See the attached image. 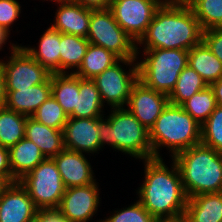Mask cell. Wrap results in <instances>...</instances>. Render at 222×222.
Masks as SVG:
<instances>
[{"label": "cell", "instance_id": "8d00e7d4", "mask_svg": "<svg viewBox=\"0 0 222 222\" xmlns=\"http://www.w3.org/2000/svg\"><path fill=\"white\" fill-rule=\"evenodd\" d=\"M36 218L40 222H70L57 208L38 209Z\"/></svg>", "mask_w": 222, "mask_h": 222}, {"label": "cell", "instance_id": "f6af8a7d", "mask_svg": "<svg viewBox=\"0 0 222 222\" xmlns=\"http://www.w3.org/2000/svg\"><path fill=\"white\" fill-rule=\"evenodd\" d=\"M9 184L10 183L4 177L0 176V196Z\"/></svg>", "mask_w": 222, "mask_h": 222}, {"label": "cell", "instance_id": "7c38bea8", "mask_svg": "<svg viewBox=\"0 0 222 222\" xmlns=\"http://www.w3.org/2000/svg\"><path fill=\"white\" fill-rule=\"evenodd\" d=\"M97 182L65 189L57 208L70 222H88L101 203Z\"/></svg>", "mask_w": 222, "mask_h": 222}, {"label": "cell", "instance_id": "8fae6325", "mask_svg": "<svg viewBox=\"0 0 222 222\" xmlns=\"http://www.w3.org/2000/svg\"><path fill=\"white\" fill-rule=\"evenodd\" d=\"M163 2L166 0H111L109 9L116 22L137 43Z\"/></svg>", "mask_w": 222, "mask_h": 222}, {"label": "cell", "instance_id": "52a82bcc", "mask_svg": "<svg viewBox=\"0 0 222 222\" xmlns=\"http://www.w3.org/2000/svg\"><path fill=\"white\" fill-rule=\"evenodd\" d=\"M86 38L89 43L113 52L120 59H135L140 54L139 45L116 22L109 8L91 9Z\"/></svg>", "mask_w": 222, "mask_h": 222}, {"label": "cell", "instance_id": "d4e9b609", "mask_svg": "<svg viewBox=\"0 0 222 222\" xmlns=\"http://www.w3.org/2000/svg\"><path fill=\"white\" fill-rule=\"evenodd\" d=\"M120 58L113 52L89 43L86 55L79 68L73 73L82 79H94Z\"/></svg>", "mask_w": 222, "mask_h": 222}, {"label": "cell", "instance_id": "ba28073f", "mask_svg": "<svg viewBox=\"0 0 222 222\" xmlns=\"http://www.w3.org/2000/svg\"><path fill=\"white\" fill-rule=\"evenodd\" d=\"M19 183L27 190L38 209L58 208L66 189L52 158L44 159Z\"/></svg>", "mask_w": 222, "mask_h": 222}, {"label": "cell", "instance_id": "9a60e30c", "mask_svg": "<svg viewBox=\"0 0 222 222\" xmlns=\"http://www.w3.org/2000/svg\"><path fill=\"white\" fill-rule=\"evenodd\" d=\"M38 208L19 181L10 183L0 196V222H29Z\"/></svg>", "mask_w": 222, "mask_h": 222}, {"label": "cell", "instance_id": "d6a6232c", "mask_svg": "<svg viewBox=\"0 0 222 222\" xmlns=\"http://www.w3.org/2000/svg\"><path fill=\"white\" fill-rule=\"evenodd\" d=\"M201 143L222 154V107L217 106L201 125Z\"/></svg>", "mask_w": 222, "mask_h": 222}, {"label": "cell", "instance_id": "ac0fdd59", "mask_svg": "<svg viewBox=\"0 0 222 222\" xmlns=\"http://www.w3.org/2000/svg\"><path fill=\"white\" fill-rule=\"evenodd\" d=\"M6 92L5 107L31 117L39 106L51 96V77L44 83L25 89L6 90Z\"/></svg>", "mask_w": 222, "mask_h": 222}, {"label": "cell", "instance_id": "5b68a950", "mask_svg": "<svg viewBox=\"0 0 222 222\" xmlns=\"http://www.w3.org/2000/svg\"><path fill=\"white\" fill-rule=\"evenodd\" d=\"M111 110L107 119L99 121L101 147L107 144L143 161L153 158L149 130L126 107Z\"/></svg>", "mask_w": 222, "mask_h": 222}, {"label": "cell", "instance_id": "7a4b0ae2", "mask_svg": "<svg viewBox=\"0 0 222 222\" xmlns=\"http://www.w3.org/2000/svg\"><path fill=\"white\" fill-rule=\"evenodd\" d=\"M203 31L192 8L163 2L137 44L144 49L190 50L202 42Z\"/></svg>", "mask_w": 222, "mask_h": 222}, {"label": "cell", "instance_id": "d590c367", "mask_svg": "<svg viewBox=\"0 0 222 222\" xmlns=\"http://www.w3.org/2000/svg\"><path fill=\"white\" fill-rule=\"evenodd\" d=\"M202 41L210 51L222 62V28L203 31Z\"/></svg>", "mask_w": 222, "mask_h": 222}, {"label": "cell", "instance_id": "c3c4849f", "mask_svg": "<svg viewBox=\"0 0 222 222\" xmlns=\"http://www.w3.org/2000/svg\"><path fill=\"white\" fill-rule=\"evenodd\" d=\"M176 0H166V2H175Z\"/></svg>", "mask_w": 222, "mask_h": 222}, {"label": "cell", "instance_id": "4fadbf2b", "mask_svg": "<svg viewBox=\"0 0 222 222\" xmlns=\"http://www.w3.org/2000/svg\"><path fill=\"white\" fill-rule=\"evenodd\" d=\"M168 103L167 94L150 89L138 80L132 88L126 108L150 131Z\"/></svg>", "mask_w": 222, "mask_h": 222}, {"label": "cell", "instance_id": "f1b7e54d", "mask_svg": "<svg viewBox=\"0 0 222 222\" xmlns=\"http://www.w3.org/2000/svg\"><path fill=\"white\" fill-rule=\"evenodd\" d=\"M208 87L204 79L187 65L180 73L173 91L168 95L169 103L182 105L195 93Z\"/></svg>", "mask_w": 222, "mask_h": 222}, {"label": "cell", "instance_id": "bcb514c9", "mask_svg": "<svg viewBox=\"0 0 222 222\" xmlns=\"http://www.w3.org/2000/svg\"><path fill=\"white\" fill-rule=\"evenodd\" d=\"M45 1V0H44ZM46 1H48V0H46ZM50 1H54V2H58V3H60V2H65V1H68V0H50Z\"/></svg>", "mask_w": 222, "mask_h": 222}, {"label": "cell", "instance_id": "8992f818", "mask_svg": "<svg viewBox=\"0 0 222 222\" xmlns=\"http://www.w3.org/2000/svg\"><path fill=\"white\" fill-rule=\"evenodd\" d=\"M138 62L139 81L146 87L169 95L183 69L188 65L189 50L143 49Z\"/></svg>", "mask_w": 222, "mask_h": 222}, {"label": "cell", "instance_id": "7bdbcfd3", "mask_svg": "<svg viewBox=\"0 0 222 222\" xmlns=\"http://www.w3.org/2000/svg\"><path fill=\"white\" fill-rule=\"evenodd\" d=\"M198 1L199 0H176L174 3L188 8H192Z\"/></svg>", "mask_w": 222, "mask_h": 222}, {"label": "cell", "instance_id": "277c9868", "mask_svg": "<svg viewBox=\"0 0 222 222\" xmlns=\"http://www.w3.org/2000/svg\"><path fill=\"white\" fill-rule=\"evenodd\" d=\"M149 139L153 158H161V147H166L173 158L179 152L201 143V125L182 106L168 103L150 129Z\"/></svg>", "mask_w": 222, "mask_h": 222}, {"label": "cell", "instance_id": "e575fe53", "mask_svg": "<svg viewBox=\"0 0 222 222\" xmlns=\"http://www.w3.org/2000/svg\"><path fill=\"white\" fill-rule=\"evenodd\" d=\"M21 14L20 3L16 0H0V26L10 33V26Z\"/></svg>", "mask_w": 222, "mask_h": 222}, {"label": "cell", "instance_id": "6da1fadb", "mask_svg": "<svg viewBox=\"0 0 222 222\" xmlns=\"http://www.w3.org/2000/svg\"><path fill=\"white\" fill-rule=\"evenodd\" d=\"M169 169L161 158L144 160L145 179L138 188V201L155 219L183 216L188 197L183 188L181 174L172 159Z\"/></svg>", "mask_w": 222, "mask_h": 222}, {"label": "cell", "instance_id": "ee69618b", "mask_svg": "<svg viewBox=\"0 0 222 222\" xmlns=\"http://www.w3.org/2000/svg\"><path fill=\"white\" fill-rule=\"evenodd\" d=\"M155 222H187L185 216H180L176 218H167V219H156Z\"/></svg>", "mask_w": 222, "mask_h": 222}, {"label": "cell", "instance_id": "e0dca14e", "mask_svg": "<svg viewBox=\"0 0 222 222\" xmlns=\"http://www.w3.org/2000/svg\"><path fill=\"white\" fill-rule=\"evenodd\" d=\"M54 24L51 26L60 33L77 35L86 38L91 17V9L74 1L68 0L57 3Z\"/></svg>", "mask_w": 222, "mask_h": 222}, {"label": "cell", "instance_id": "5bb4252c", "mask_svg": "<svg viewBox=\"0 0 222 222\" xmlns=\"http://www.w3.org/2000/svg\"><path fill=\"white\" fill-rule=\"evenodd\" d=\"M98 118H72L69 117L65 124L64 146L65 149L80 153H97L100 151V134Z\"/></svg>", "mask_w": 222, "mask_h": 222}, {"label": "cell", "instance_id": "3957f363", "mask_svg": "<svg viewBox=\"0 0 222 222\" xmlns=\"http://www.w3.org/2000/svg\"><path fill=\"white\" fill-rule=\"evenodd\" d=\"M177 164L188 198L222 192V154L202 143L171 158Z\"/></svg>", "mask_w": 222, "mask_h": 222}, {"label": "cell", "instance_id": "60d3db41", "mask_svg": "<svg viewBox=\"0 0 222 222\" xmlns=\"http://www.w3.org/2000/svg\"><path fill=\"white\" fill-rule=\"evenodd\" d=\"M216 98L217 106L222 107V77L215 83L210 85Z\"/></svg>", "mask_w": 222, "mask_h": 222}, {"label": "cell", "instance_id": "7402d4cb", "mask_svg": "<svg viewBox=\"0 0 222 222\" xmlns=\"http://www.w3.org/2000/svg\"><path fill=\"white\" fill-rule=\"evenodd\" d=\"M27 53L50 73H60V32L52 26L39 40L38 49L22 46Z\"/></svg>", "mask_w": 222, "mask_h": 222}, {"label": "cell", "instance_id": "b9f144b4", "mask_svg": "<svg viewBox=\"0 0 222 222\" xmlns=\"http://www.w3.org/2000/svg\"><path fill=\"white\" fill-rule=\"evenodd\" d=\"M9 32L6 31L3 27L0 26V50L2 49L3 44L6 43V40L9 37Z\"/></svg>", "mask_w": 222, "mask_h": 222}, {"label": "cell", "instance_id": "30bf717a", "mask_svg": "<svg viewBox=\"0 0 222 222\" xmlns=\"http://www.w3.org/2000/svg\"><path fill=\"white\" fill-rule=\"evenodd\" d=\"M9 60H0L6 80V90H19L46 82L51 74L22 47L11 44Z\"/></svg>", "mask_w": 222, "mask_h": 222}, {"label": "cell", "instance_id": "f35d334b", "mask_svg": "<svg viewBox=\"0 0 222 222\" xmlns=\"http://www.w3.org/2000/svg\"><path fill=\"white\" fill-rule=\"evenodd\" d=\"M85 8H89L92 10L96 9H107L110 7L111 0H71Z\"/></svg>", "mask_w": 222, "mask_h": 222}, {"label": "cell", "instance_id": "2e32d148", "mask_svg": "<svg viewBox=\"0 0 222 222\" xmlns=\"http://www.w3.org/2000/svg\"><path fill=\"white\" fill-rule=\"evenodd\" d=\"M65 188L90 185L96 182L90 161L85 154L64 149L52 157Z\"/></svg>", "mask_w": 222, "mask_h": 222}, {"label": "cell", "instance_id": "836d02e7", "mask_svg": "<svg viewBox=\"0 0 222 222\" xmlns=\"http://www.w3.org/2000/svg\"><path fill=\"white\" fill-rule=\"evenodd\" d=\"M155 218L143 207L137 200L131 206L114 211L110 215L99 222H155Z\"/></svg>", "mask_w": 222, "mask_h": 222}, {"label": "cell", "instance_id": "9c48e42d", "mask_svg": "<svg viewBox=\"0 0 222 222\" xmlns=\"http://www.w3.org/2000/svg\"><path fill=\"white\" fill-rule=\"evenodd\" d=\"M136 59L138 58L119 59L92 79L96 83L103 104L107 103L111 108L127 105L132 88L139 80L138 61L136 62ZM121 63L128 65L130 69L125 71L120 65Z\"/></svg>", "mask_w": 222, "mask_h": 222}, {"label": "cell", "instance_id": "1f68e13d", "mask_svg": "<svg viewBox=\"0 0 222 222\" xmlns=\"http://www.w3.org/2000/svg\"><path fill=\"white\" fill-rule=\"evenodd\" d=\"M192 10L203 30L222 28V0H199Z\"/></svg>", "mask_w": 222, "mask_h": 222}, {"label": "cell", "instance_id": "ab89813d", "mask_svg": "<svg viewBox=\"0 0 222 222\" xmlns=\"http://www.w3.org/2000/svg\"><path fill=\"white\" fill-rule=\"evenodd\" d=\"M6 80L3 66L0 62V108H4L6 105Z\"/></svg>", "mask_w": 222, "mask_h": 222}, {"label": "cell", "instance_id": "ffe728a7", "mask_svg": "<svg viewBox=\"0 0 222 222\" xmlns=\"http://www.w3.org/2000/svg\"><path fill=\"white\" fill-rule=\"evenodd\" d=\"M184 216L187 222H222V192L188 198Z\"/></svg>", "mask_w": 222, "mask_h": 222}, {"label": "cell", "instance_id": "484cf974", "mask_svg": "<svg viewBox=\"0 0 222 222\" xmlns=\"http://www.w3.org/2000/svg\"><path fill=\"white\" fill-rule=\"evenodd\" d=\"M79 77L74 73L51 74V95L69 116L76 107Z\"/></svg>", "mask_w": 222, "mask_h": 222}, {"label": "cell", "instance_id": "cb8c5ba5", "mask_svg": "<svg viewBox=\"0 0 222 222\" xmlns=\"http://www.w3.org/2000/svg\"><path fill=\"white\" fill-rule=\"evenodd\" d=\"M104 105L99 90L92 79L79 77V94H77L76 107L69 115L72 118H98L104 117Z\"/></svg>", "mask_w": 222, "mask_h": 222}, {"label": "cell", "instance_id": "74e56055", "mask_svg": "<svg viewBox=\"0 0 222 222\" xmlns=\"http://www.w3.org/2000/svg\"><path fill=\"white\" fill-rule=\"evenodd\" d=\"M0 176L4 177L9 183L17 182L11 172L9 149L0 146Z\"/></svg>", "mask_w": 222, "mask_h": 222}, {"label": "cell", "instance_id": "f546056e", "mask_svg": "<svg viewBox=\"0 0 222 222\" xmlns=\"http://www.w3.org/2000/svg\"><path fill=\"white\" fill-rule=\"evenodd\" d=\"M181 106L198 124L202 125L217 107V102L213 90L208 86L195 93Z\"/></svg>", "mask_w": 222, "mask_h": 222}, {"label": "cell", "instance_id": "d6986e66", "mask_svg": "<svg viewBox=\"0 0 222 222\" xmlns=\"http://www.w3.org/2000/svg\"><path fill=\"white\" fill-rule=\"evenodd\" d=\"M25 138L32 141L46 158H52L65 149L64 133L27 117Z\"/></svg>", "mask_w": 222, "mask_h": 222}, {"label": "cell", "instance_id": "4316f807", "mask_svg": "<svg viewBox=\"0 0 222 222\" xmlns=\"http://www.w3.org/2000/svg\"><path fill=\"white\" fill-rule=\"evenodd\" d=\"M89 46L87 38L60 33V73H73L82 63ZM75 69V70H72Z\"/></svg>", "mask_w": 222, "mask_h": 222}, {"label": "cell", "instance_id": "4dcf8cb0", "mask_svg": "<svg viewBox=\"0 0 222 222\" xmlns=\"http://www.w3.org/2000/svg\"><path fill=\"white\" fill-rule=\"evenodd\" d=\"M31 117L39 123L62 131L69 119V116L52 95L39 106Z\"/></svg>", "mask_w": 222, "mask_h": 222}, {"label": "cell", "instance_id": "44dd1931", "mask_svg": "<svg viewBox=\"0 0 222 222\" xmlns=\"http://www.w3.org/2000/svg\"><path fill=\"white\" fill-rule=\"evenodd\" d=\"M12 176L16 181L35 169L46 157L42 151L27 138H22L9 148Z\"/></svg>", "mask_w": 222, "mask_h": 222}, {"label": "cell", "instance_id": "83f0119b", "mask_svg": "<svg viewBox=\"0 0 222 222\" xmlns=\"http://www.w3.org/2000/svg\"><path fill=\"white\" fill-rule=\"evenodd\" d=\"M27 116L0 108V146L10 148L25 136Z\"/></svg>", "mask_w": 222, "mask_h": 222}, {"label": "cell", "instance_id": "7dc6e473", "mask_svg": "<svg viewBox=\"0 0 222 222\" xmlns=\"http://www.w3.org/2000/svg\"><path fill=\"white\" fill-rule=\"evenodd\" d=\"M29 222H40V221L37 218H35V219H33V220L29 221Z\"/></svg>", "mask_w": 222, "mask_h": 222}, {"label": "cell", "instance_id": "603a6c76", "mask_svg": "<svg viewBox=\"0 0 222 222\" xmlns=\"http://www.w3.org/2000/svg\"><path fill=\"white\" fill-rule=\"evenodd\" d=\"M188 65L204 79L208 86L222 77V62L203 41L189 50Z\"/></svg>", "mask_w": 222, "mask_h": 222}]
</instances>
